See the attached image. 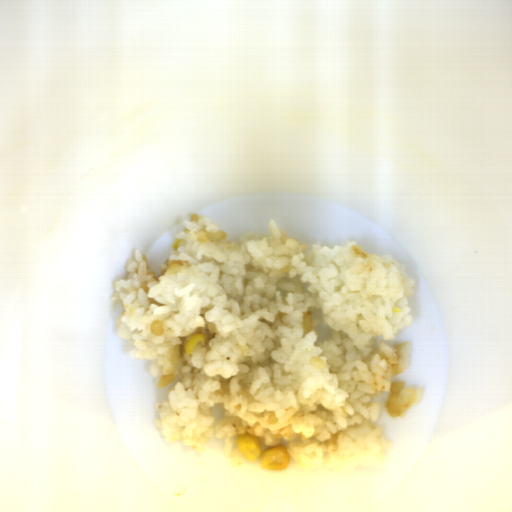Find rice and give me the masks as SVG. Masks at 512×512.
<instances>
[{
    "label": "rice",
    "instance_id": "1",
    "mask_svg": "<svg viewBox=\"0 0 512 512\" xmlns=\"http://www.w3.org/2000/svg\"><path fill=\"white\" fill-rule=\"evenodd\" d=\"M181 226L159 273L135 248L111 297L131 358L148 361L159 388L178 380L155 404L164 440L200 453L220 440L237 467L247 460L237 436L250 434L262 453L286 447L298 470H387L379 417L401 418L424 393L392 381L412 362V343H388L413 322L404 264L352 240L309 247L272 219L268 233L235 241L207 215ZM323 323L331 334L321 341ZM199 332L204 346L186 355Z\"/></svg>",
    "mask_w": 512,
    "mask_h": 512
}]
</instances>
